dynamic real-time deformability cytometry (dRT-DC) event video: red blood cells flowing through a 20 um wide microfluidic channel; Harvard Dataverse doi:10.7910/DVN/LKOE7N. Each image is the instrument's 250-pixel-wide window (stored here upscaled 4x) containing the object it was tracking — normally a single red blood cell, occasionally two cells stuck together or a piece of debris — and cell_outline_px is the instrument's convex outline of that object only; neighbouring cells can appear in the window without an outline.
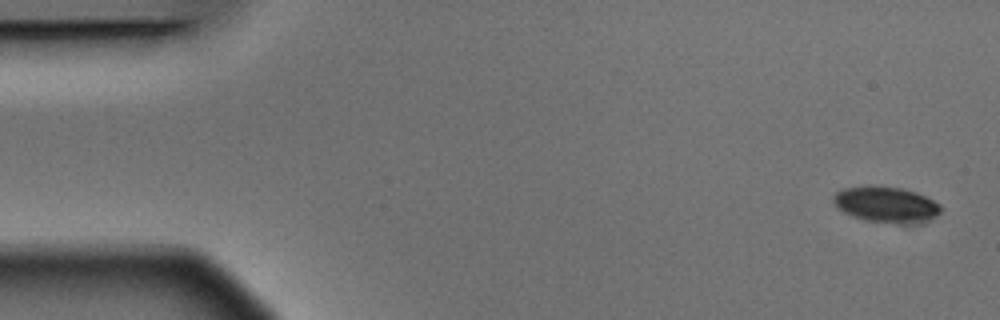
{"species": "Egyptian fruit bat (a non-hibernating species)", "species_latin": "Rousettus aegyptiacus", "temperature_condition": "warm", "stored_images_in_passage": 5, "camera_frame_rate_fps": 3000, "um_per_image_px": 0.085, "animal": {"sex": "male"}, "frame": {"image": 1, "passage_image": 1, "time_ms": 0.0, "image_size_px": [1000, 320], "cell_outline_px": [[940, 212], [932, 220], [920, 224], [900, 224], [864, 220], [852, 216], [844, 212], [832, 200], [836, 192], [844, 188], [900, 188], [916, 192], [940, 204]], "centroid_in_image_um": [75.4, 17.45], "position_along_channel_um": 9.6, "area_um2": 21.96}}
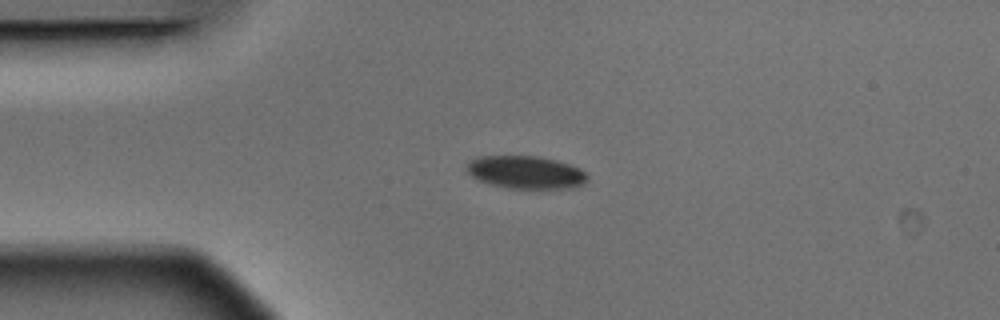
{"frame": {"image": 2, "passage_image": 4, "time_ms": 1.0, "image_size_px": [1000, 320], "cell_outline_px": [[588, 180], [584, 184], [572, 188], [508, 188], [492, 184], [480, 180], [472, 176], [468, 172], [468, 164], [476, 156], [540, 156], [556, 160], [580, 168], [588, 172]], "centroid_in_image_um": [44.76, 14.64], "position_along_channel_um": 40.2, "area_um2": 23.0}}